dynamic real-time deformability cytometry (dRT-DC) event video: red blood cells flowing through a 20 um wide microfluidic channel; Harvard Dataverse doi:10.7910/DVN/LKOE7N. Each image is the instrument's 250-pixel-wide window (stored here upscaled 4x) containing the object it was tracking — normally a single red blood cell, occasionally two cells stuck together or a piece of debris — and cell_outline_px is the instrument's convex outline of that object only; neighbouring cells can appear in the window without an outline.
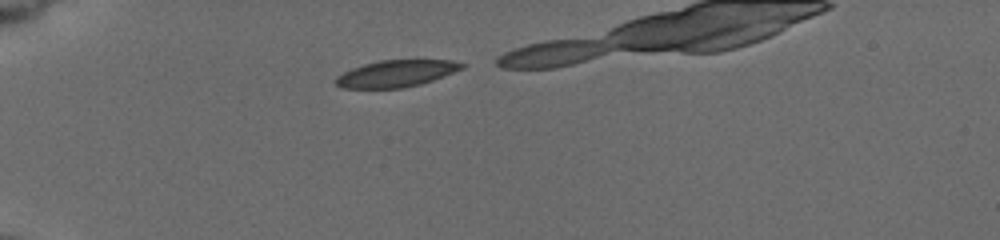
{"species": "common noctule bat (a hibernating species)", "species_latin": "Nyctalus noctula", "temperature_condition": "cold", "stored_images_in_passage": 11, "camera_frame_rate_fps": 3000, "um_per_image_px": 0.085, "animal": {"sex": "female", "body_mass_g": 19.5, "forearm_length_mm": 54.1}, "frame": {"image": 1, "passage_image": 1, "time_ms": 0.0, "image_size_px": [1000, 240], "cell_outline_px": [[468, 64], [464, 68], [432, 80], [420, 84], [400, 88], [340, 88], [332, 80], [336, 76], [352, 68], [364, 64], [380, 60], [452, 60]], "centroid_in_image_um": [33.66, 6.25], "position_along_channel_um": 51.3, "area_um2": 19.71}}
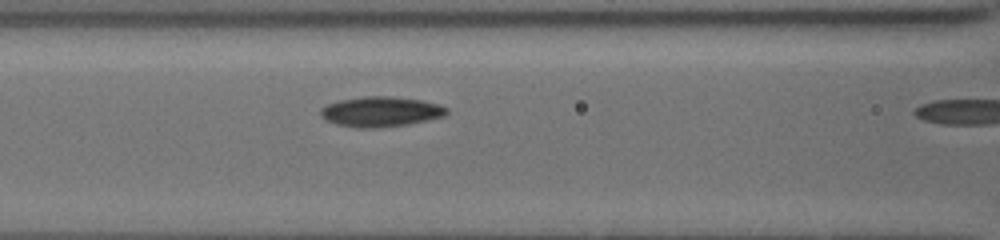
{"frame": {"image": 2, "passage_image": 10, "time_ms": 3.0, "image_size_px": [1000, 240], "cell_outline_px": [[448, 112], [444, 116], [408, 124], [376, 128], [360, 128], [336, 124], [320, 116], [320, 108], [336, 100], [364, 96], [392, 96], [420, 100], [440, 104], [448, 108]], "centroid_in_image_um": [32.35, 9.48], "position_along_channel_um": 134.3, "area_um2": 22.2}}